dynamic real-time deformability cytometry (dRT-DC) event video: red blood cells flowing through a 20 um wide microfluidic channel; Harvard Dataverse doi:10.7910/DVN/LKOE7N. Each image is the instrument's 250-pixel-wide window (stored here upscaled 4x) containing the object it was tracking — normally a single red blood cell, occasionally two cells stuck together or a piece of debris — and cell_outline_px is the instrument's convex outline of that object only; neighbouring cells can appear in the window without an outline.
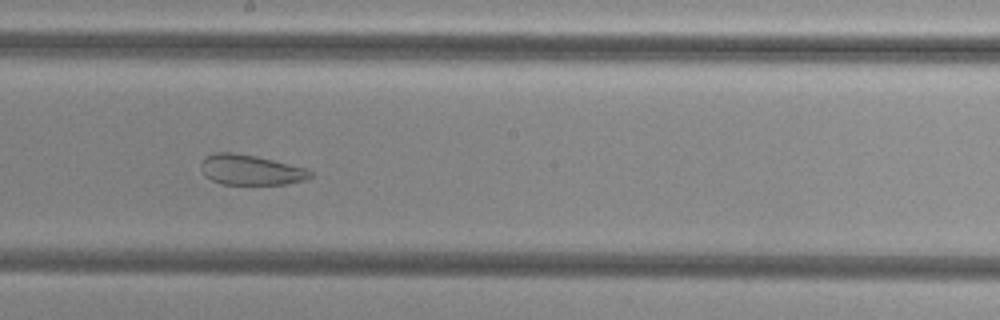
{"species": "common noctule bat (a hibernating species)", "species_latin": "Nyctalus noctula", "temperature_condition": "cold", "stored_images_in_passage": 54, "camera_frame_rate_fps": 3000, "um_per_image_px": 0.085, "animal": {"sex": "female", "body_mass_g": 29.2, "forearm_length_mm": 56.3}, "frame": {"image": 1, "passage_image": 29, "time_ms": 9.333, "image_size_px": [1000, 320], "cell_outline_px": [[312, 176], [304, 180], [288, 184], [220, 184], [204, 176], [200, 168], [200, 164], [204, 156], [212, 152], [232, 152], [256, 156], [308, 168], [312, 172]], "centroid_in_image_um": [21.27, 14.43], "position_along_channel_um": 226.9, "area_um2": 19.54}}
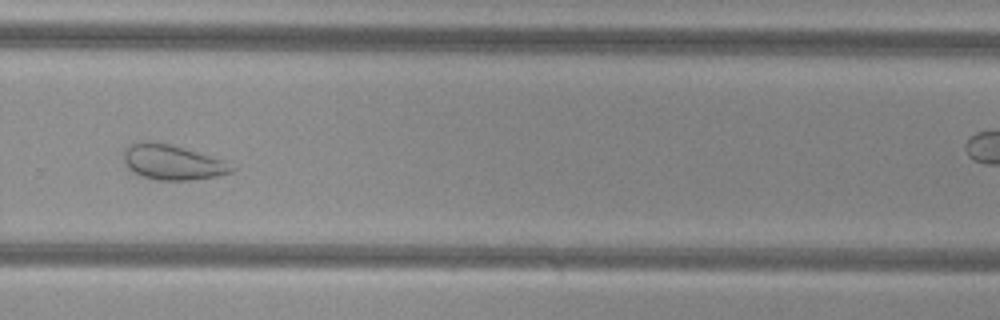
{"frame": {"image": 2, "passage_image": 36, "time_ms": 11.667, "image_size_px": [1000, 320], "cell_outline_px": [[236, 168], [232, 172], [216, 176], [192, 180], [156, 180], [132, 172], [124, 164], [124, 148], [132, 144], [148, 140], [152, 140], [184, 148], [224, 160]], "centroid_in_image_um": [14.64, 13.79], "position_along_channel_um": 315.2, "area_um2": 22.02}}
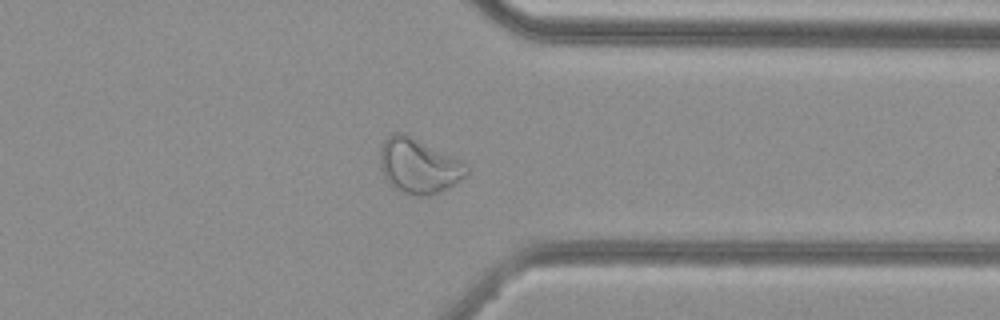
{"frame": {"image": 3, "passage_image": 41, "time_ms": 13.333, "image_size_px": [1000, 320], "cell_outline_px": [[468, 176], [440, 192], [428, 196], [412, 196], [400, 192], [392, 188], [384, 176], [380, 168], [380, 148], [384, 140], [392, 132], [400, 132], [412, 136], [452, 156], [464, 164], [468, 168]], "centroid_in_image_um": [35.55, 14.12], "position_along_channel_um": 375.8, "area_um2": 27.86}}